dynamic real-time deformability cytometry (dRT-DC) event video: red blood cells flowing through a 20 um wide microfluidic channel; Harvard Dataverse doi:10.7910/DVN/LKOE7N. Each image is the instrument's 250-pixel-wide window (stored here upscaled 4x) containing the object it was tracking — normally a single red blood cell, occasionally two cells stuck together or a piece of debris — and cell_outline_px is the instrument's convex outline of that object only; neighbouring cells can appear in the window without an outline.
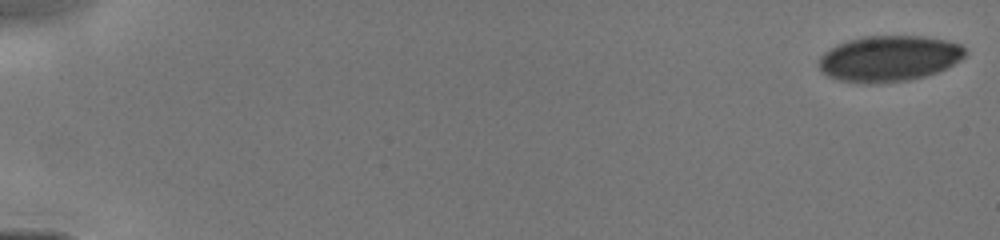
{"species": "human", "species_latin": "Homo sapiens", "temperature_condition": "cold", "stored_images_in_passage": 46, "camera_frame_rate_fps": 3000, "um_per_image_px": 0.085, "donor": {"sex": "male"}, "frame": {"image": 1, "passage_image": 1, "time_ms": 0.0, "image_size_px": [1000, 240], "cell_outline_px": [[968, 52], [960, 60], [948, 68], [924, 76], [908, 80], [880, 84], [864, 84], [840, 80], [828, 76], [820, 68], [820, 56], [824, 52], [836, 44], [848, 40], [864, 36], [924, 36], [948, 40], [960, 44]], "centroid_in_image_um": [75.59, 4.97], "position_along_channel_um": 9.4, "area_um2": 39.36}}
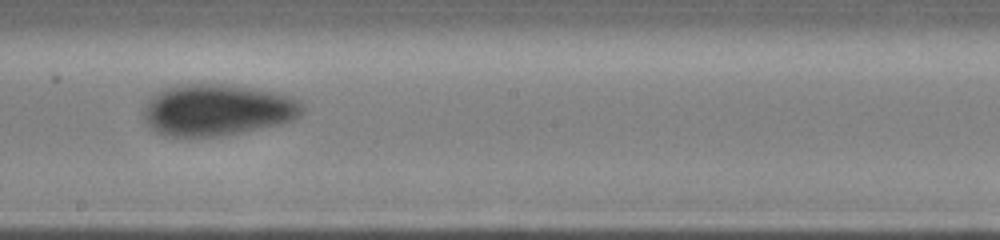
{"frame": {"image": 2, "passage_image": 26, "time_ms": 9.0, "image_size_px": [1000, 240], "cell_outline_px": [[304, 112], [296, 120], [280, 124], [220, 136], [164, 136], [156, 132], [144, 120], [144, 104], [160, 88], [180, 84], [220, 84], [252, 88], [280, 92], [300, 100], [304, 104]], "centroid_in_image_um": [18.49, 9.33], "position_along_channel_um": 229.7, "area_um2": 48.15}}
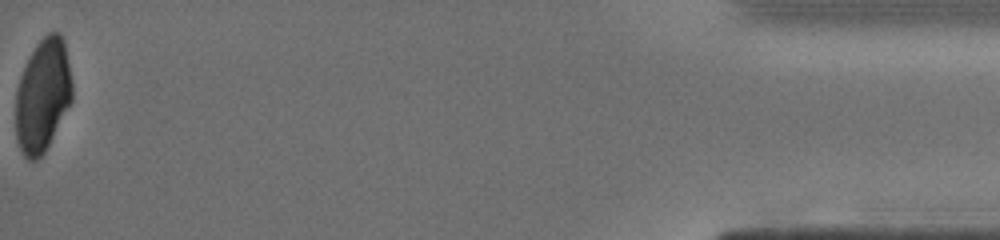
{"frame": {"image": 3, "passage_image": 45, "time_ms": 15.333, "image_size_px": [1000, 240], "cell_outline_px": [[72, 100], [44, 152], [36, 160], [28, 160], [24, 156], [16, 140], [16, 88], [20, 76], [36, 44], [48, 32], [60, 32], [64, 40], [72, 84]], "centroid_in_image_um": [3.62, 8.1], "position_along_channel_um": 431.6, "area_um2": 36.88}}